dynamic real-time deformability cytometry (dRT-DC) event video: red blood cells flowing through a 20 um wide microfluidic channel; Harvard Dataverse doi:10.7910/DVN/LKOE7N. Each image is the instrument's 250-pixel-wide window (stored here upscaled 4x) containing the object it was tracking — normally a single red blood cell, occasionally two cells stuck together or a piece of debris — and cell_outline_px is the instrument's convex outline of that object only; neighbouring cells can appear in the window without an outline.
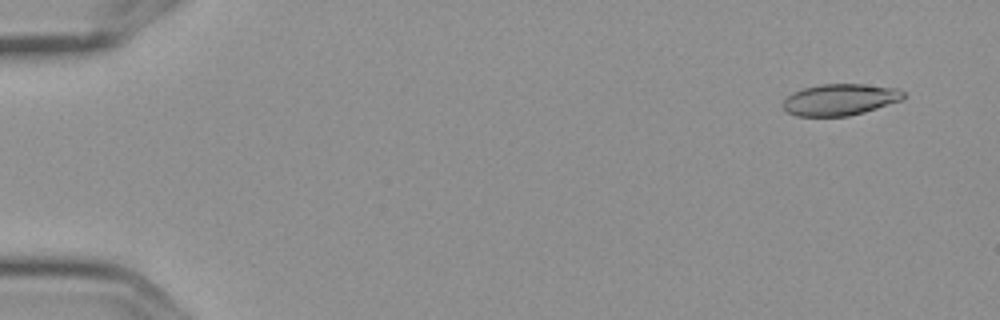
{"species": "Egyptian fruit bat (a non-hibernating species)", "species_latin": "Rousettus aegyptiacus", "temperature_condition": "cold", "stored_images_in_passage": 4, "camera_frame_rate_fps": 3000, "um_per_image_px": 0.085, "frame": {"image": 1, "passage_image": 1, "time_ms": 0.0, "image_size_px": [1000, 320], "cell_outline_px": [[904, 96], [900, 100], [864, 112], [848, 116], [796, 116], [788, 112], [784, 108], [784, 100], [792, 92], [804, 88], [820, 84], [864, 84], [896, 88], [904, 92]], "centroid_in_image_um": [71.38, 8.46], "position_along_channel_um": 13.6, "area_um2": 21.85}}